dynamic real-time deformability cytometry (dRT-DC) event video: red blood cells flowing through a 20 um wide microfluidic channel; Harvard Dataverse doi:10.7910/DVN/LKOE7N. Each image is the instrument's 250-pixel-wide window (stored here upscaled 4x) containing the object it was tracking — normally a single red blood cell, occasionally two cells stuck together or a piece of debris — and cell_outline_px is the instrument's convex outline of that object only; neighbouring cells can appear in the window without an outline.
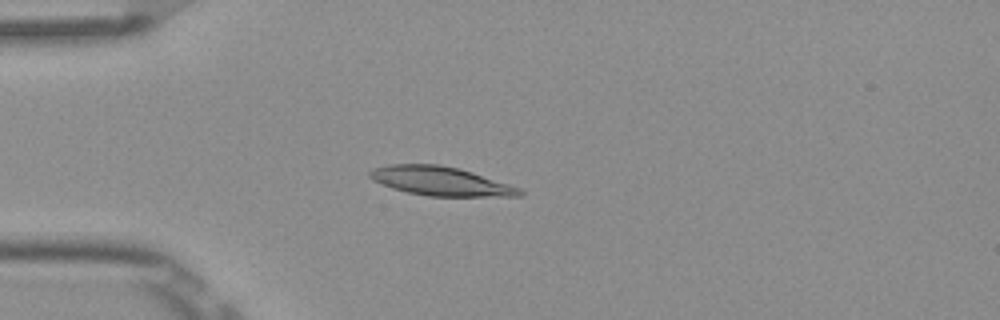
{"species": "Egyptian fruit bat (a non-hibernating species)", "species_latin": "Rousettus aegyptiacus", "temperature_condition": "room temperature", "stored_images_in_passage": 52, "camera_frame_rate_fps": 3000, "um_per_image_px": 0.085, "frame": {"image": 1, "passage_image": 14, "time_ms": 4.333, "image_size_px": [1000, 320], "cell_outline_px": [[524, 196], [428, 196], [408, 192], [392, 188], [372, 180], [368, 176], [368, 172], [372, 168], [388, 164], [440, 164], [460, 168], [520, 188], [524, 192]], "centroid_in_image_um": [37.42, 15.39], "position_along_channel_um": 47.6, "area_um2": 25.32}}
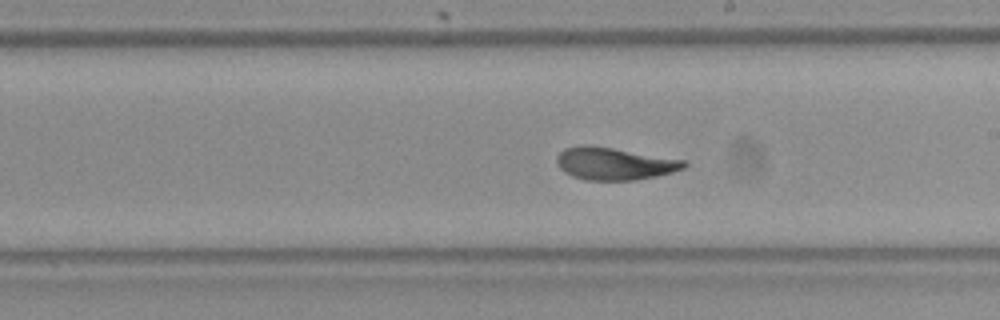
{"frame": {"image": 2, "passage_image": 30, "time_ms": 9.667, "image_size_px": [1000, 320], "cell_outline_px": [[688, 164], [684, 168], [672, 172], [656, 176], [636, 180], [584, 180], [572, 176], [564, 172], [560, 168], [556, 160], [556, 156], [564, 148], [584, 144], [592, 144], [688, 160]], "centroid_in_image_um": [52.23, 13.89], "position_along_channel_um": 236.8, "area_um2": 24.51}}
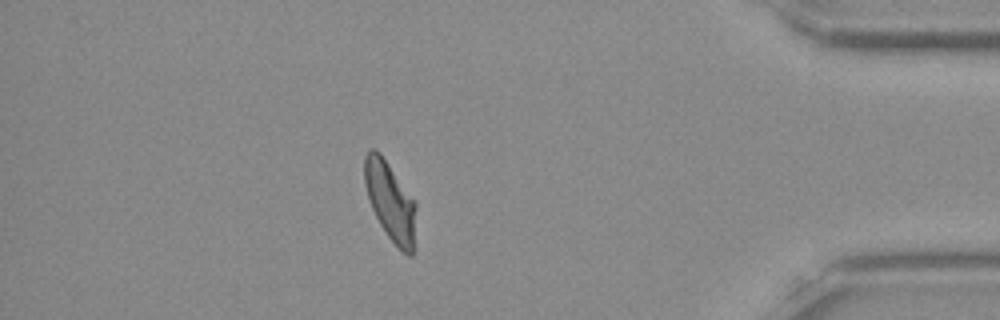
{"frame": {"image": 3, "passage_image": 46, "time_ms": 15.0, "image_size_px": [1000, 320], "cell_outline_px": [[416, 208], [412, 256], [408, 256], [388, 236], [380, 224], [368, 200], [364, 184], [364, 156], [368, 148], [376, 148], [380, 152], [416, 200]], "centroid_in_image_um": [33.15, 17.02], "position_along_channel_um": 402.0, "area_um2": 23.81}, "authors_computed_cell_mechanics": {"area_um2": 24.1893, "velocity_mm_per_s": 3.8557, "shape_relaxation_time_tau1_ms": 3.6963, "shape_relaxation_time_tau2_ms": 1.2348, "deformation_change_tau1": 0.1494, "deformation_change_tau2": 0.0598}}